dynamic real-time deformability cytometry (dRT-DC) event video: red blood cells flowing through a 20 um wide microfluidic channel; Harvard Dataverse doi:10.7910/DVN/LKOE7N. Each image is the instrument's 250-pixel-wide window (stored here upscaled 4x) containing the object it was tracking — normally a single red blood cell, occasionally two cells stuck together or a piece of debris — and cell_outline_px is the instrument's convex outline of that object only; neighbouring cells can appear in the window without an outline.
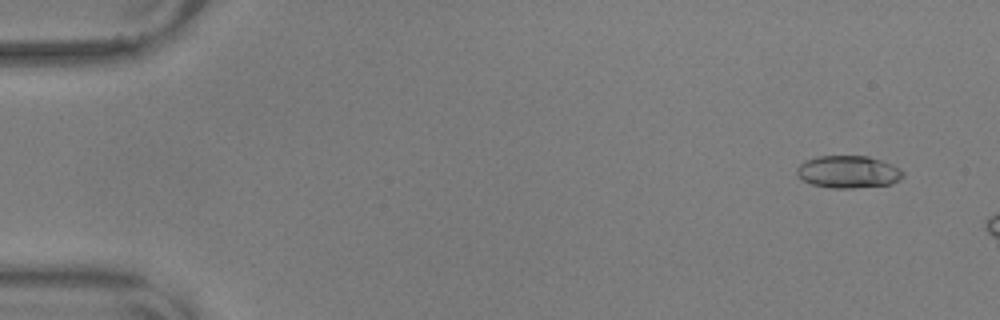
{"species": "common noctule bat (a hibernating species)", "species_latin": "Nyctalus noctula", "temperature_condition": "warm", "stored_images_in_passage": 11, "camera_frame_rate_fps": 3000, "um_per_image_px": 0.085, "animal": {"sex": "male", "body_mass_g": 17.9, "forearm_length_mm": 54.2}, "frame": {"image": 1, "passage_image": 4, "time_ms": 1.0, "image_size_px": [1000, 320], "cell_outline_px": [[904, 176], [900, 180], [892, 184], [852, 188], [832, 188], [812, 184], [800, 180], [796, 176], [796, 168], [804, 160], [820, 156], [868, 156], [892, 164], [900, 168], [904, 172]], "centroid_in_image_um": [72.09, 14.61], "position_along_channel_um": 12.9, "area_um2": 20.29}}